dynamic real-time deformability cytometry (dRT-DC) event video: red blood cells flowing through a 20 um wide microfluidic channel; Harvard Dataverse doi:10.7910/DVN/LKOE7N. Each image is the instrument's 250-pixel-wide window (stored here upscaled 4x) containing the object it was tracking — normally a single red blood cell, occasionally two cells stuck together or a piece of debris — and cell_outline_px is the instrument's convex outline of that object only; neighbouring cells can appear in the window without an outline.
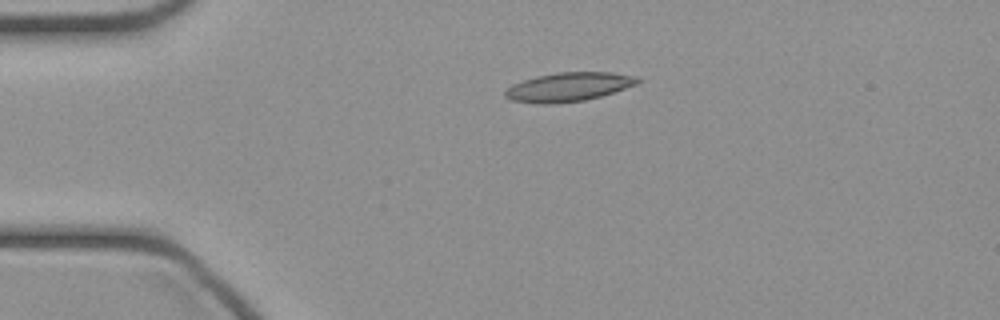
{"species": "common noctule bat (a hibernating species)", "species_latin": "Nyctalus noctula", "temperature_condition": "cold", "stored_images_in_passage": 38, "camera_frame_rate_fps": 3000, "um_per_image_px": 0.085, "animal": {"sex": "female", "body_mass_g": 21.9}, "frame": {"image": 1, "passage_image": 1, "time_ms": 0.0, "image_size_px": [1000, 320], "cell_outline_px": [[640, 84], [600, 96], [584, 100], [552, 104], [536, 104], [512, 100], [504, 96], [504, 92], [512, 84], [536, 76], [556, 72], [612, 72], [640, 76]], "centroid_in_image_um": [48.37, 7.38], "position_along_channel_um": 36.6, "area_um2": 22.54}}
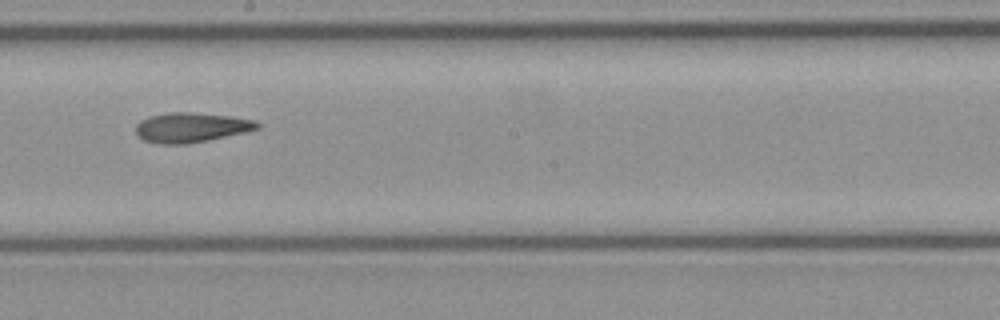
{"frame": {"image": 2, "passage_image": 17, "time_ms": 5.333, "image_size_px": [1000, 320], "cell_outline_px": [[260, 128], [244, 132], [208, 140], [188, 144], [160, 144], [144, 140], [136, 136], [136, 124], [140, 120], [148, 116], [168, 112], [192, 112], [228, 116], [256, 120], [260, 124]], "centroid_in_image_um": [16.21, 10.83], "position_along_channel_um": 232.0, "area_um2": 21.15}}
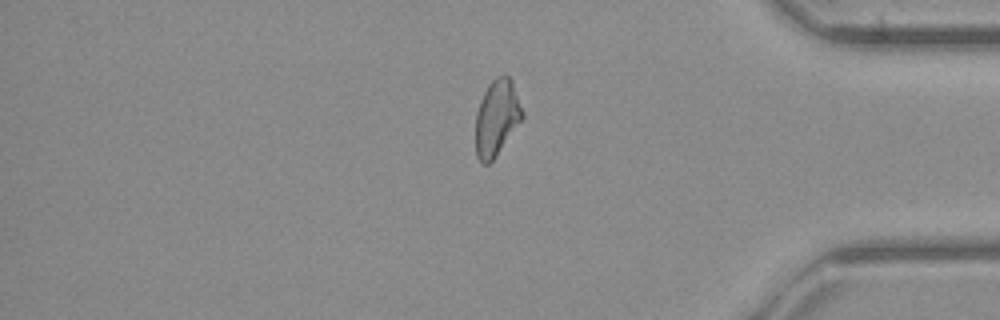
{"frame": {"image": 3, "passage_image": 30, "time_ms": 9.667, "image_size_px": [1000, 320], "cell_outline_px": [[524, 116], [492, 160], [488, 164], [484, 164], [476, 156], [476, 112], [480, 100], [488, 84], [496, 76], [508, 76], [512, 80], [524, 112]], "centroid_in_image_um": [42.22, 9.97], "position_along_channel_um": 393.0, "area_um2": 20.4}}